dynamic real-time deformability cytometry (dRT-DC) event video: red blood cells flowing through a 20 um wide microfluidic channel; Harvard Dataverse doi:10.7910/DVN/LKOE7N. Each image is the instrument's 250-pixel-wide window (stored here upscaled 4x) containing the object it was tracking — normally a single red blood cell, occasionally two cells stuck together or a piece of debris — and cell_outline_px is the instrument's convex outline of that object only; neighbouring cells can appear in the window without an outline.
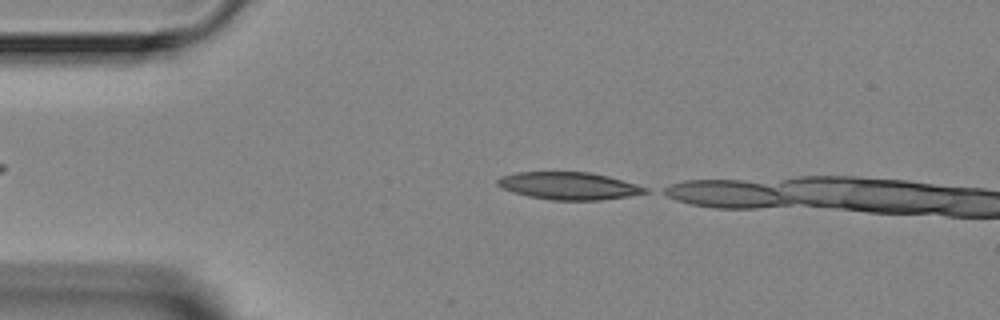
{"species": "Egyptian fruit bat (a non-hibernating species)", "species_latin": "Rousettus aegyptiacus", "temperature_condition": "room temperature", "stored_images_in_passage": 4, "segment_of_instrument_passage": [2, 2], "camera_frame_rate_fps": 3000, "um_per_image_px": 0.085, "animal": {"sex": "female"}, "frame": {"image": 1, "passage_image": 4, "time_ms": 3.333, "image_size_px": [1000, 320], "cell_outline_px": [[648, 192], [628, 196], [600, 200], [552, 200], [528, 196], [512, 192], [496, 184], [496, 180], [500, 176], [516, 172], [592, 172], [608, 176], [636, 184], [648, 188]], "centroid_in_image_um": [48.33, 15.79], "position_along_channel_um": 36.7, "area_um2": 23.58}}